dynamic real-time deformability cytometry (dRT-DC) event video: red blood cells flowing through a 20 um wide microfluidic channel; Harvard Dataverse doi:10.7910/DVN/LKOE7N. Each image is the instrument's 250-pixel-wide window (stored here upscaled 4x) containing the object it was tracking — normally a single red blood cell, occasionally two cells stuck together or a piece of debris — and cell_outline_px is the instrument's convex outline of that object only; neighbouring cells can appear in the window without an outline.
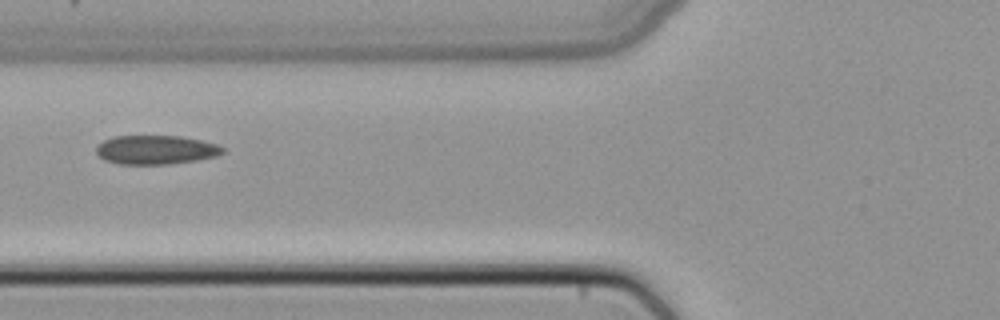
{"species": "common noctule bat (a hibernating species)", "species_latin": "Nyctalus noctula", "temperature_condition": "cold", "stored_images_in_passage": 7, "camera_frame_rate_fps": 3000, "um_per_image_px": 0.085, "animal": {"sex": "female", "body_mass_g": 22.7, "forearm_length_mm": 54.2}, "frame": {"image": 1, "passage_image": 7, "time_ms": 2.0, "image_size_px": [1000, 320], "cell_outline_px": [[224, 152], [216, 156], [196, 160], [168, 164], [120, 164], [104, 160], [96, 152], [96, 148], [104, 140], [116, 136], [180, 136], [200, 140], [216, 144], [224, 148]], "centroid_in_image_um": [13.25, 12.73], "position_along_channel_um": 112.6, "area_um2": 21.15}}